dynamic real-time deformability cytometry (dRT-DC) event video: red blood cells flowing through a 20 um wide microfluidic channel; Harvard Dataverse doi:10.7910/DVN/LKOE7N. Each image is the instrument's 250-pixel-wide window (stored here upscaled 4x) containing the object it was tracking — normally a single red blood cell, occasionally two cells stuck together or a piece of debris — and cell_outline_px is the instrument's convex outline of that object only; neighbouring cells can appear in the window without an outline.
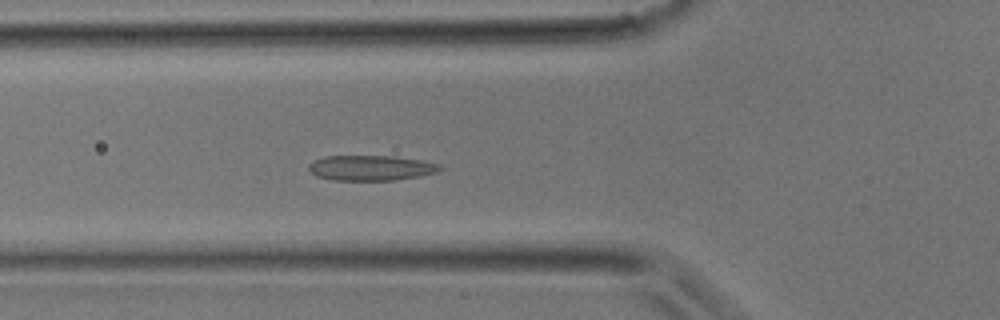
{"species": "common noctule bat (a hibernating species)", "species_latin": "Nyctalus noctula", "temperature_condition": "room temperature", "stored_images_in_passage": 35, "camera_frame_rate_fps": 3000, "um_per_image_px": 0.085, "animal": {"sex": "male", "body_mass_g": 17.9}, "frame": {"image": 1, "passage_image": 12, "time_ms": 3.667, "image_size_px": [1000, 320], "cell_outline_px": [[444, 168], [440, 172], [420, 176], [396, 180], [332, 180], [316, 176], [308, 168], [308, 164], [312, 160], [324, 156], [396, 156], [420, 160], [440, 164]], "centroid_in_image_um": [31.55, 14.27], "position_along_channel_um": 94.3, "area_um2": 19.54}}
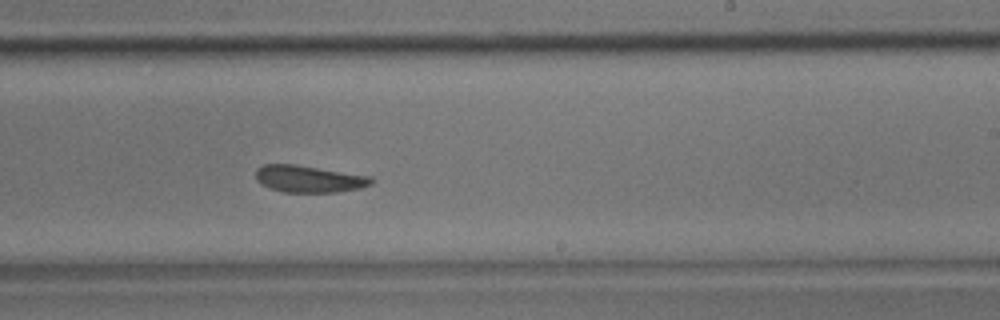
{"frame": {"image": 2, "passage_image": 21, "time_ms": 6.667, "image_size_px": [1000, 320], "cell_outline_px": [[376, 180], [372, 184], [360, 188], [336, 192], [284, 192], [260, 184], [256, 180], [256, 168], [264, 164], [292, 164], [372, 176]], "centroid_in_image_um": [26.28, 15.2], "position_along_channel_um": 262.7, "area_um2": 18.15}}
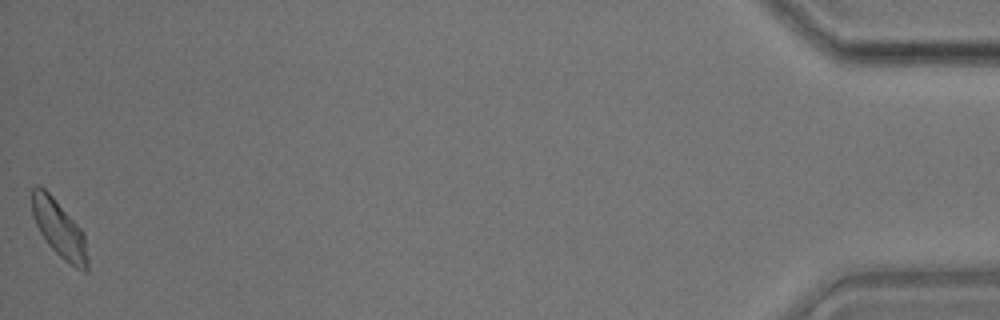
{"frame": {"image": 3, "passage_image": 35, "time_ms": 11.333, "image_size_px": [1000, 320], "cell_outline_px": [[88, 272], [84, 272], [76, 268], [64, 260], [48, 244], [40, 232], [32, 216], [32, 188], [36, 184], [40, 184], [52, 196], [84, 232], [88, 260]], "centroid_in_image_um": [5.03, 19.46], "position_along_channel_um": 430.2, "area_um2": 18.44}}